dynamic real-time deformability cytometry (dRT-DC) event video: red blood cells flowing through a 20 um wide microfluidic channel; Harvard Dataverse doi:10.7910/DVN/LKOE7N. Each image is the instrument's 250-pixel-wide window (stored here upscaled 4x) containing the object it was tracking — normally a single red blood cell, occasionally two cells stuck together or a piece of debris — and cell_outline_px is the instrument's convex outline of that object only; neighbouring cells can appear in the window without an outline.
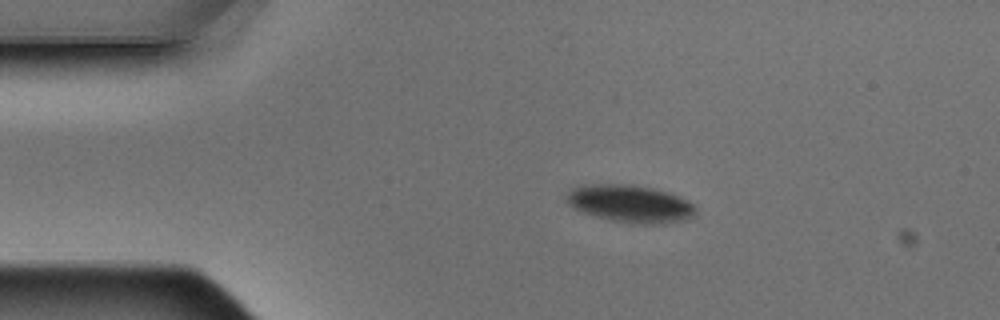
{"species": "Egyptian fruit bat (a non-hibernating species)", "species_latin": "Rousettus aegyptiacus", "temperature_condition": "warm", "stored_images_in_passage": 5, "camera_frame_rate_fps": 3000, "um_per_image_px": 0.085, "animal": {"sex": "male"}, "frame": {"image": 1, "passage_image": 2, "time_ms": 0.333, "image_size_px": [1000, 320], "cell_outline_px": [[696, 212], [688, 220], [664, 224], [632, 224], [612, 220], [596, 216], [584, 212], [568, 204], [564, 200], [564, 196], [572, 188], [580, 184], [628, 184], [652, 188], [668, 192], [696, 204]], "centroid_in_image_um": [53.58, 17.32], "position_along_channel_um": 31.4, "area_um2": 28.55}}
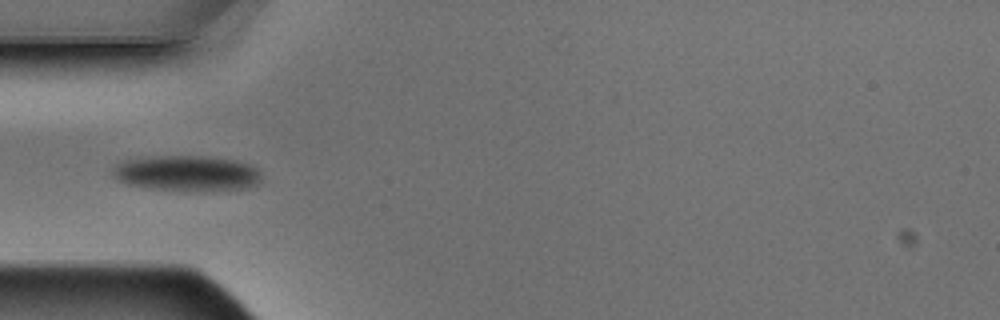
{"frame": {"image": 2, "passage_image": 4, "time_ms": 1.0, "image_size_px": [1000, 320], "cell_outline_px": [[260, 184], [248, 188], [204, 192], [192, 192], [152, 188], [128, 184], [112, 176], [112, 168], [116, 164], [128, 160], [160, 156], [196, 156], [236, 160], [248, 164], [256, 168], [260, 176]], "centroid_in_image_um": [15.93, 14.76], "position_along_channel_um": 69.1, "area_um2": 30.92}}
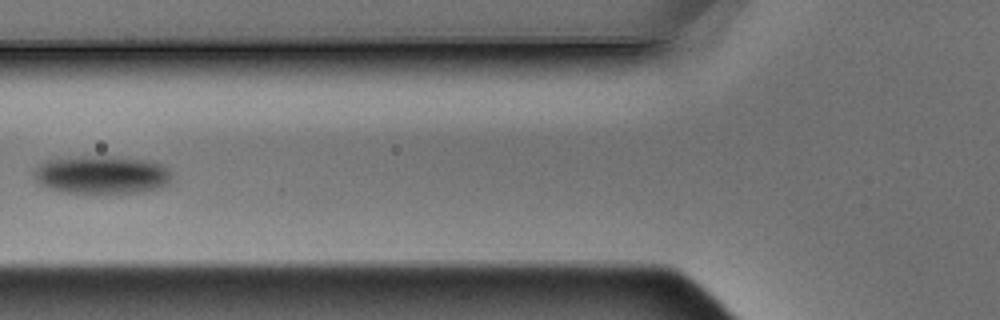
{"frame": {"image": 3, "passage_image": 5, "time_ms": 1.333, "image_size_px": [1000, 320], "cell_outline_px": [[172, 180], [168, 184], [160, 188], [144, 192], [64, 192], [48, 188], [40, 184], [32, 176], [32, 168], [48, 160], [76, 156], [116, 156], [148, 160], [160, 164], [168, 168], [172, 176]], "centroid_in_image_um": [8.64, 14.84], "position_along_channel_um": 117.2, "area_um2": 30.92}}